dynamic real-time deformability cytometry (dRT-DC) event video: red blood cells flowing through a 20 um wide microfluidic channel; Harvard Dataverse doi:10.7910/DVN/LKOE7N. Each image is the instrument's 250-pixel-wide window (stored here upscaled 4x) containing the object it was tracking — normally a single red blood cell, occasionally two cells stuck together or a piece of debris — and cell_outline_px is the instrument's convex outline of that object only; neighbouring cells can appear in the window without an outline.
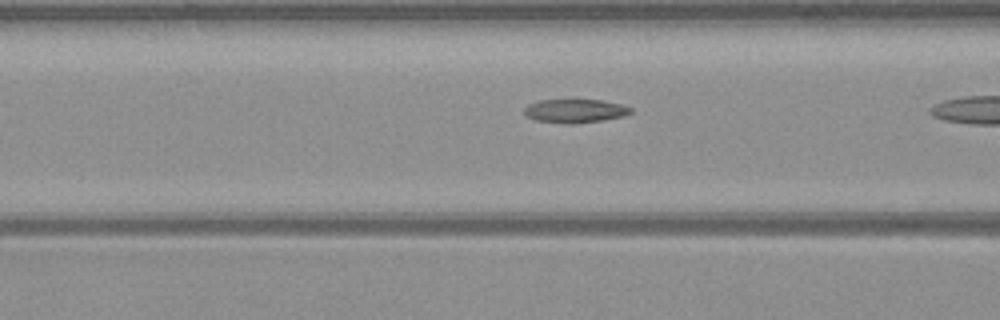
{"species": "common noctule bat (a hibernating species)", "species_latin": "Nyctalus noctula", "temperature_condition": "warm", "stored_images_in_passage": 27, "camera_frame_rate_fps": 3000, "um_per_image_px": 0.085, "animal": {"sex": "male", "body_mass_g": 23.1, "forearm_length_mm": 52.7}, "frame": {"image": 1, "passage_image": 16, "time_ms": 5.0, "image_size_px": [1000, 320], "cell_outline_px": [[632, 112], [624, 116], [604, 120], [572, 124], [568, 124], [536, 120], [524, 116], [524, 108], [528, 104], [540, 100], [600, 100], [624, 104], [632, 108]], "centroid_in_image_um": [48.89, 9.43], "position_along_channel_um": 117.7, "area_um2": 14.8}}